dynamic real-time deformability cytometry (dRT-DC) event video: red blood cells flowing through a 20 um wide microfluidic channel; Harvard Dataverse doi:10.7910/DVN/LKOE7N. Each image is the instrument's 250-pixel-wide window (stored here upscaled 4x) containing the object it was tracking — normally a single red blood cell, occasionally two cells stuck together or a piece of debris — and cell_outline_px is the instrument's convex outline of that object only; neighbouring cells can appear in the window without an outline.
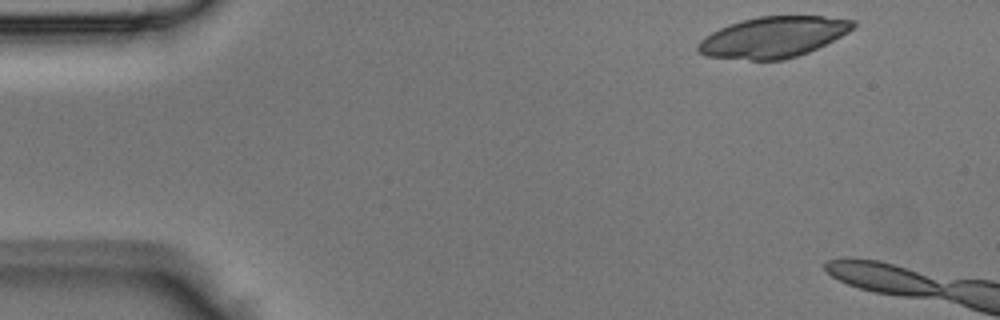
{"species": "Egyptian fruit bat (a non-hibernating species)", "species_latin": "Rousettus aegyptiacus", "temperature_condition": "room temperature", "stored_images_in_passage": 2, "camera_frame_rate_fps": 3000, "um_per_image_px": 0.085, "animal": {"sex": "male"}, "frame": {"image": 1, "passage_image": 1, "time_ms": 0.0, "image_size_px": [1000, 320], "cell_outline_px": [[856, 24], [848, 32], [808, 52], [784, 60], [748, 60], [708, 56], [700, 52], [696, 48], [696, 44], [700, 40], [712, 32], [728, 24], [760, 16], [824, 16], [856, 20]], "centroid_in_image_um": [65.71, 3.15], "position_along_channel_um": 19.3, "area_um2": 36.65}}